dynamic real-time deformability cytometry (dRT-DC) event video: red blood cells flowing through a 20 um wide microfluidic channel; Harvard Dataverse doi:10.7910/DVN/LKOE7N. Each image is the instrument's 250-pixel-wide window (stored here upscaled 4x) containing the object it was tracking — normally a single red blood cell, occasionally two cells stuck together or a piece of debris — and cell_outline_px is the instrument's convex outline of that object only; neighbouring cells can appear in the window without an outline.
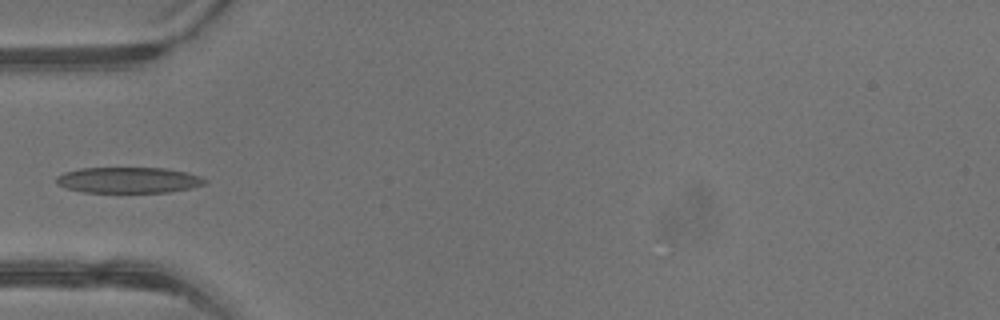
{"species": "common noctule bat (a hibernating species)", "species_latin": "Nyctalus noctula", "temperature_condition": "warm", "stored_images_in_passage": 4, "camera_frame_rate_fps": 3000, "um_per_image_px": 0.085, "animal": {"sex": "male", "body_mass_g": 13.3}, "frame": {"image": 1, "passage_image": 4, "time_ms": 1.0, "image_size_px": [1000, 320], "cell_outline_px": [[208, 180], [204, 184], [192, 188], [168, 192], [84, 192], [68, 188], [56, 184], [56, 176], [64, 172], [80, 168], [164, 168], [184, 172], [200, 176]], "centroid_in_image_um": [10.91, 15.31], "position_along_channel_um": 74.1, "area_um2": 22.31}}